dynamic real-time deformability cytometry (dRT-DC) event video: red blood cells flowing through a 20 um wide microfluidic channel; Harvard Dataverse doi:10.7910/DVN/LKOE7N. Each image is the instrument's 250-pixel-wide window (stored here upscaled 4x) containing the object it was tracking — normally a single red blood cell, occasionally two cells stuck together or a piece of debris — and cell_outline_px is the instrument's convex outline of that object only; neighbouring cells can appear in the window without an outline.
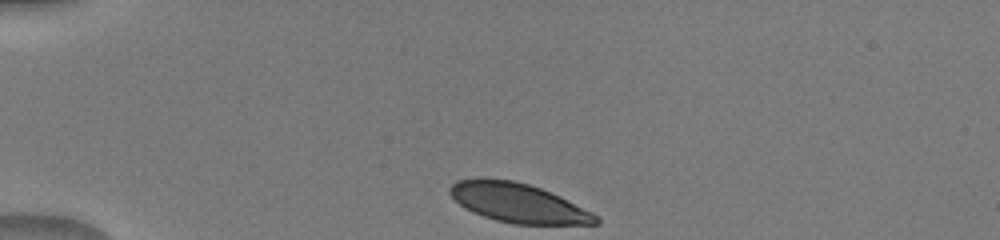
{"species": "human", "species_latin": "Homo sapiens", "temperature_condition": "warm", "stored_images_in_passage": 38, "camera_frame_rate_fps": 3000, "um_per_image_px": 0.085, "donor": {"sex": "male"}, "frame": {"image": 1, "passage_image": 1, "time_ms": 0.0, "image_size_px": [1000, 240], "cell_outline_px": [[600, 224], [512, 224], [496, 220], [472, 212], [464, 208], [448, 192], [448, 188], [456, 180], [476, 176], [484, 176], [512, 180], [528, 184], [540, 188], [560, 196], [600, 216]], "centroid_in_image_um": [44.0, 17.22], "position_along_channel_um": 41.0, "area_um2": 33.81}}
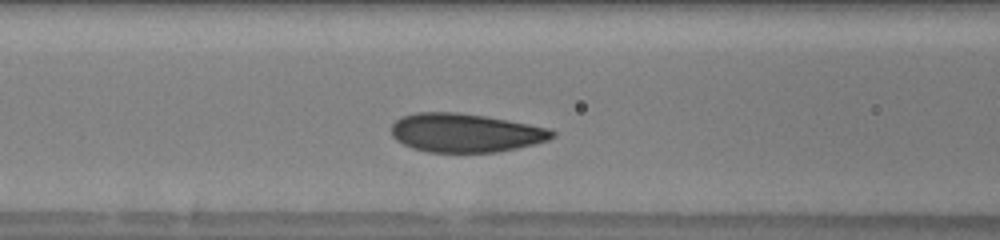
{"frame": {"image": 2, "passage_image": 11, "time_ms": 3.333, "image_size_px": [1000, 240], "cell_outline_px": [[556, 136], [548, 140], [516, 148], [496, 152], [428, 152], [412, 148], [396, 140], [392, 136], [392, 124], [400, 116], [416, 112], [456, 112], [484, 116], [508, 120], [552, 128], [556, 132]], "centroid_in_image_um": [39.56, 11.28], "position_along_channel_um": 127.0, "area_um2": 36.41}}
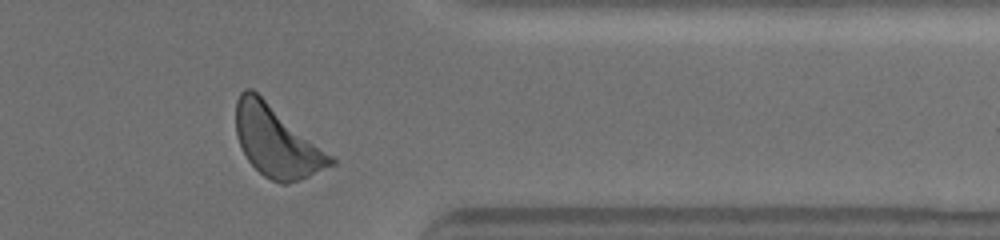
{"frame": {"image": 3, "passage_image": 31, "time_ms": 10.0, "image_size_px": [1000, 240], "cell_outline_px": [[336, 164], [300, 180], [284, 184], [280, 184], [264, 176], [248, 160], [236, 136], [236, 100], [240, 92], [244, 88], [252, 88], [332, 156], [336, 160]], "centroid_in_image_um": [23.49, 12.03], "position_along_channel_um": 387.9, "area_um2": 38.61}}